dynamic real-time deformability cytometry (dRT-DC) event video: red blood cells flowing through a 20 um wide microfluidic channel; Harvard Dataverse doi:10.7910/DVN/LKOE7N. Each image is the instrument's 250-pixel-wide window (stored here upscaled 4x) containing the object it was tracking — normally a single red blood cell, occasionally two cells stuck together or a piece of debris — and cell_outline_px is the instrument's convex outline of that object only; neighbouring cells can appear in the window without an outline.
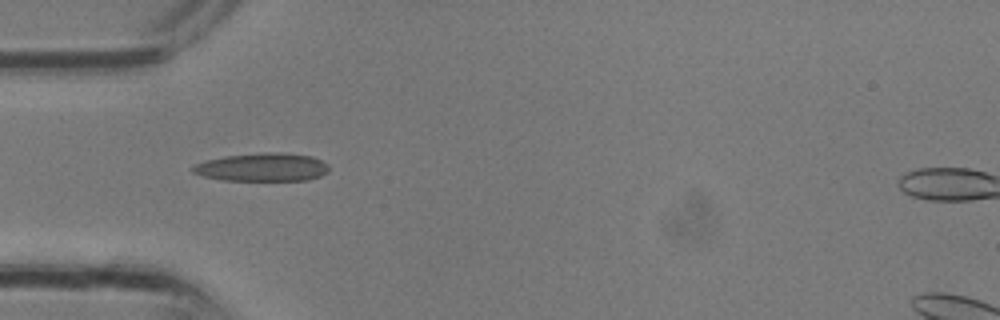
{"species": "common noctule bat (a hibernating species)", "species_latin": "Nyctalus noctula", "temperature_condition": "room temperature", "stored_images_in_passage": 20, "camera_frame_rate_fps": 3000, "um_per_image_px": 0.085, "animal": {"sex": "male", "body_mass_g": 13.3}, "frame": {"image": 1, "passage_image": 1, "time_ms": 0.0, "image_size_px": [1000, 320], "cell_outline_px": [[328, 172], [320, 176], [308, 180], [220, 180], [204, 176], [192, 172], [188, 168], [204, 160], [224, 156], [260, 152], [280, 152], [312, 156], [328, 164]], "centroid_in_image_um": [22.26, 14.2], "position_along_channel_um": 62.7, "area_um2": 22.6}}
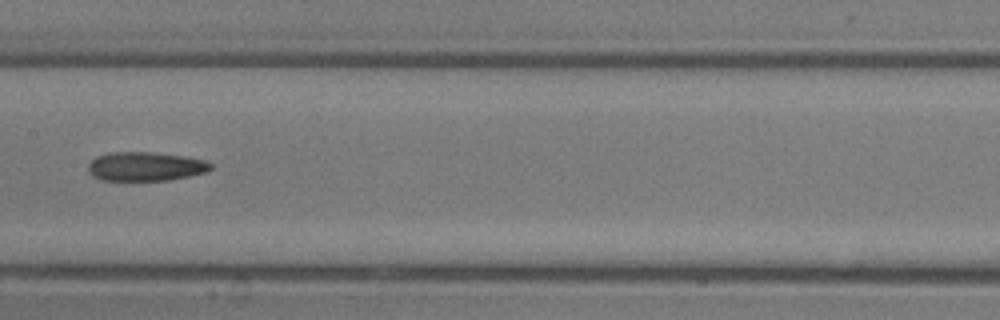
{"frame": {"image": 2, "passage_image": 7, "time_ms": 2.0, "image_size_px": [1000, 320], "cell_outline_px": [[212, 168], [208, 172], [168, 180], [100, 180], [92, 176], [88, 172], [88, 164], [96, 156], [112, 152], [152, 152], [180, 156], [204, 160], [212, 164]], "centroid_in_image_um": [12.33, 14.15], "position_along_channel_um": 195.1, "area_um2": 20.63}}
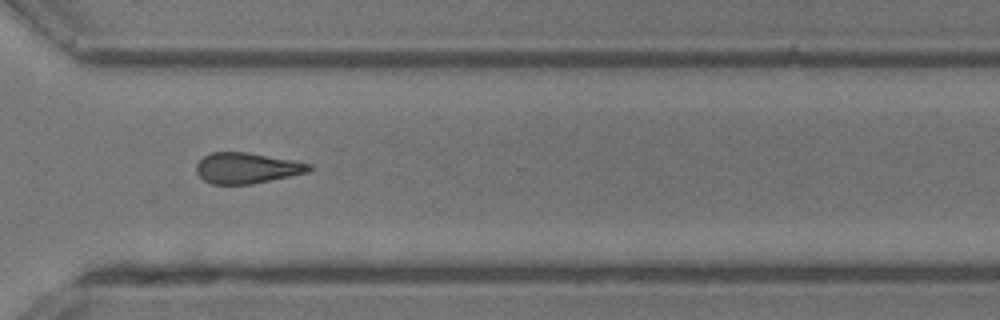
{"frame": {"image": 3, "passage_image": 14, "time_ms": 4.333, "image_size_px": [1000, 320], "cell_outline_px": [[312, 168], [308, 172], [252, 184], [212, 184], [204, 180], [196, 172], [196, 164], [204, 156], [212, 152], [248, 152], [292, 160], [312, 164]], "centroid_in_image_um": [20.97, 14.28], "position_along_channel_um": 349.6, "area_um2": 20.11}}